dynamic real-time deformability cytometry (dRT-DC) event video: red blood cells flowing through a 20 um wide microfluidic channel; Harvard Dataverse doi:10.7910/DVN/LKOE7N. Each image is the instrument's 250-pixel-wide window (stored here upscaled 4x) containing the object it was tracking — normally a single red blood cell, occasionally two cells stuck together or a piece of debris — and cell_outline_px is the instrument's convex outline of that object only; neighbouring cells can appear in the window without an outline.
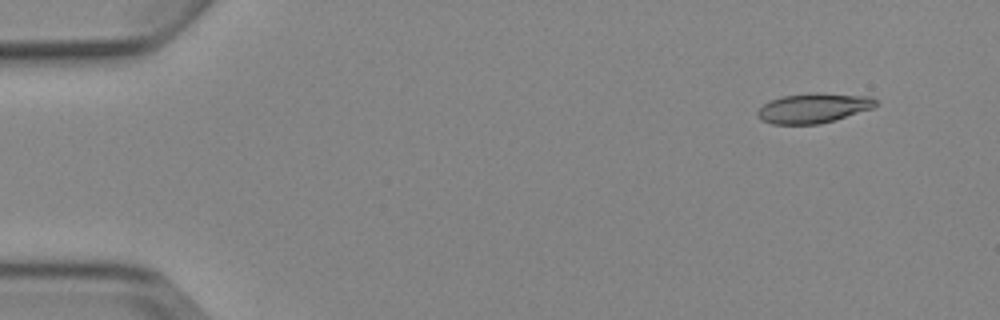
{"species": "Egyptian fruit bat (a non-hibernating species)", "species_latin": "Rousettus aegyptiacus", "temperature_condition": "cold", "stored_images_in_passage": 5, "camera_frame_rate_fps": 3000, "um_per_image_px": 0.085, "animal": {"sex": "female"}, "frame": {"image": 1, "passage_image": 2, "time_ms": 1.0, "image_size_px": [1000, 320], "cell_outline_px": [[880, 104], [872, 108], [836, 120], [820, 124], [772, 124], [760, 120], [756, 116], [756, 112], [768, 100], [780, 96], [812, 92], [820, 92], [872, 96]], "centroid_in_image_um": [69.14, 9.17], "position_along_channel_um": 15.9, "area_um2": 21.04}}
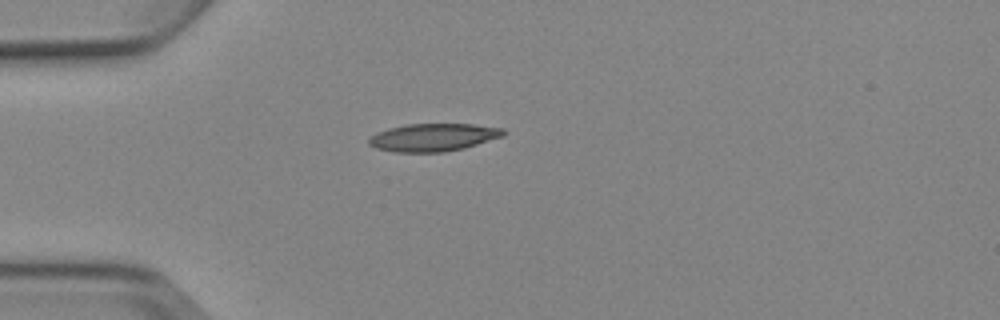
{"frame": {"image": 2, "passage_image": 4, "time_ms": 4.333, "image_size_px": [1000, 320], "cell_outline_px": [[508, 132], [504, 136], [464, 148], [444, 152], [392, 152], [376, 148], [368, 144], [368, 140], [376, 132], [388, 128], [404, 124], [472, 124], [504, 128]], "centroid_in_image_um": [36.84, 11.67], "position_along_channel_um": 48.2, "area_um2": 21.96}}